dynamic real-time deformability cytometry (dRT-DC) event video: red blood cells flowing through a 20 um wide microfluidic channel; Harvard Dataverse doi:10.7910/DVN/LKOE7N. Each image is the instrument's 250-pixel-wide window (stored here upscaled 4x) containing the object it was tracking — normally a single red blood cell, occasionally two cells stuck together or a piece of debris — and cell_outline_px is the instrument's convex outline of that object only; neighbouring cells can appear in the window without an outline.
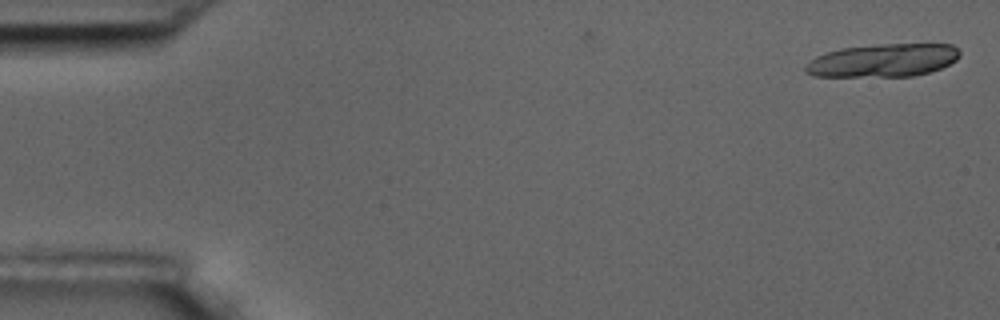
{"species": "common noctule bat (a hibernating species)", "species_latin": "Nyctalus noctula", "temperature_condition": "room temperature", "stored_images_in_passage": 7, "camera_frame_rate_fps": 3000, "um_per_image_px": 0.085, "animal": {"sex": "male", "body_mass_g": 17.5, "forearm_length_mm": 52.3}, "frame": {"image": 1, "passage_image": 1, "time_ms": 0.0, "image_size_px": [1000, 320], "cell_outline_px": [[960, 56], [956, 60], [940, 68], [928, 72], [912, 76], [812, 76], [804, 72], [804, 64], [816, 56], [840, 48], [884, 44], [952, 44], [960, 52]], "centroid_in_image_um": [75.02, 5.13], "position_along_channel_um": 10.0, "area_um2": 29.65}}